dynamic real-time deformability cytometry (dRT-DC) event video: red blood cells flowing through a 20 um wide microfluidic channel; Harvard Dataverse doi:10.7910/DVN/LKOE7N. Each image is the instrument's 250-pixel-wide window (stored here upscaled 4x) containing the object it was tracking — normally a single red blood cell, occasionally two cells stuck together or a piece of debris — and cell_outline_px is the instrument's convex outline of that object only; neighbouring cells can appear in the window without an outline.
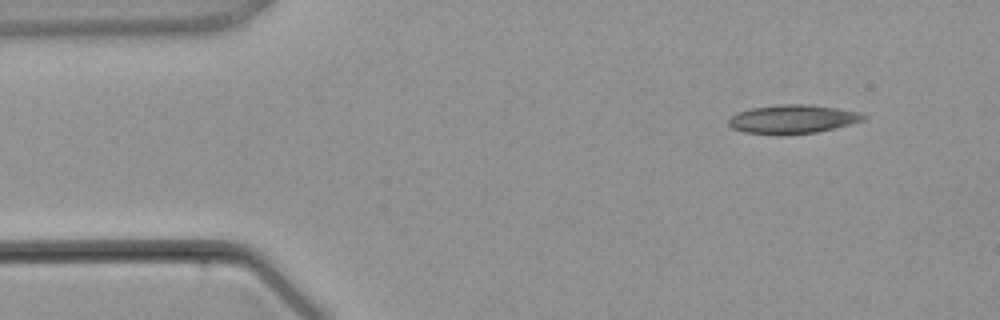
{"species": "common noctule bat (a hibernating species)", "species_latin": "Nyctalus noctula", "temperature_condition": "warm", "stored_images_in_passage": 4, "camera_frame_rate_fps": 3000, "um_per_image_px": 0.085, "animal": {"sex": "male", "body_mass_g": 21.5, "forearm_length_mm": 52.0}, "frame": {"image": 1, "passage_image": 1, "time_ms": 0.0, "image_size_px": [1000, 320], "cell_outline_px": [[868, 116], [864, 120], [816, 132], [780, 136], [744, 132], [732, 128], [728, 124], [728, 120], [736, 112], [752, 108], [780, 104], [808, 104], [836, 108], [860, 112]], "centroid_in_image_um": [67.34, 10.13], "position_along_channel_um": 17.7, "area_um2": 22.72}}
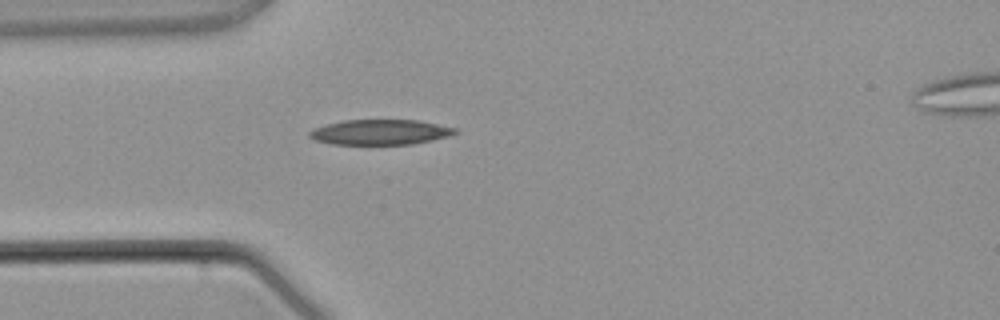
{"frame": {"image": 2, "passage_image": 3, "time_ms": 2.333, "image_size_px": [1000, 320], "cell_outline_px": [[460, 132], [448, 136], [432, 140], [412, 144], [332, 144], [316, 140], [308, 136], [308, 132], [316, 128], [328, 124], [344, 120], [420, 120], [456, 128]], "centroid_in_image_um": [32.36, 11.23], "position_along_channel_um": 52.6, "area_um2": 21.27}}